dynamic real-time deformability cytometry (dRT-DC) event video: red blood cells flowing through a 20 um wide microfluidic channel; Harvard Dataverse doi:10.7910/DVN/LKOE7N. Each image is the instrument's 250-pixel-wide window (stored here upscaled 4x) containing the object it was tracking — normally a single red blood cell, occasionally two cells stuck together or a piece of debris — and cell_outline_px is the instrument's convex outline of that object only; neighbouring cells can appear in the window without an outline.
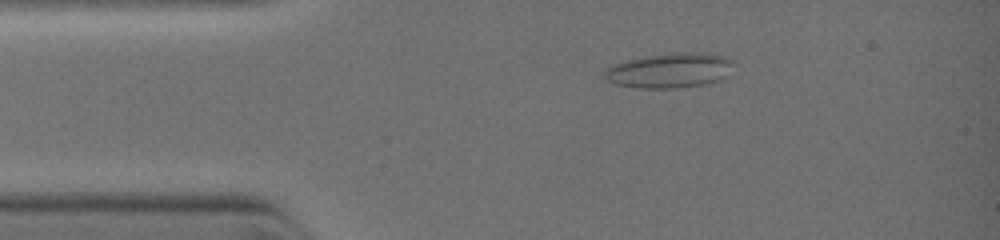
{"species": "common noctule bat (a hibernating species)", "species_latin": "Nyctalus noctula", "temperature_condition": "warm", "stored_images_in_passage": 50, "camera_frame_rate_fps": 3000, "um_per_image_px": 0.085, "animal": {"sex": "female", "body_mass_g": 19.0, "forearm_length_mm": 51.5}, "frame": {"image": 1, "passage_image": 5, "time_ms": 1.667, "image_size_px": [1000, 240], "cell_outline_px": [[732, 60], [728, 76], [720, 80], [704, 84], [676, 88], [636, 88], [616, 84], [608, 80], [604, 76], [604, 72], [608, 68], [616, 64], [628, 60], [644, 56], [680, 52], [696, 52], [720, 56]], "centroid_in_image_um": [56.92, 6.0], "position_along_channel_um": 28.1, "area_um2": 25.84}}
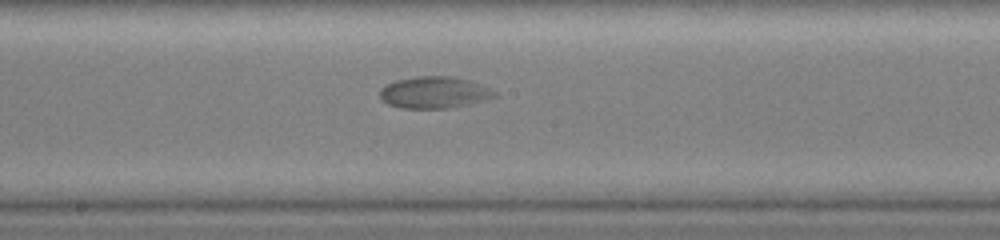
{"frame": {"image": 2, "passage_image": 24, "time_ms": 6.0, "image_size_px": [1000, 240], "cell_outline_px": [[496, 96], [448, 108], [400, 108], [388, 104], [380, 96], [380, 92], [388, 84], [396, 80], [420, 76], [452, 76], [468, 80], [488, 88], [496, 92]], "centroid_in_image_um": [36.87, 7.85], "position_along_channel_um": 211.3, "area_um2": 20.52}}
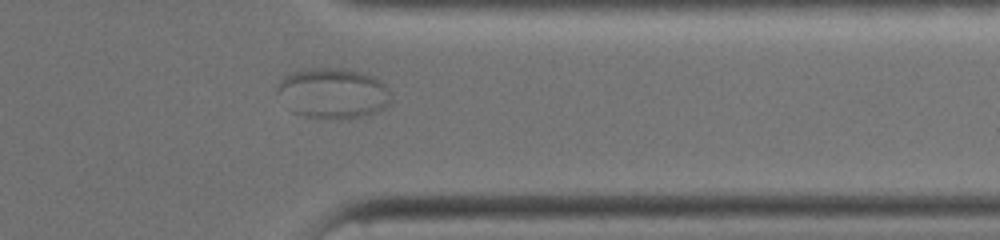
{"frame": {"image": 3, "passage_image": 38, "time_ms": 9.333, "image_size_px": [1000, 240], "cell_outline_px": [[388, 104], [384, 108], [376, 112], [360, 116], [304, 116], [292, 112], [276, 92], [276, 88], [280, 80], [288, 72], [308, 68], [344, 68], [360, 72], [372, 76], [380, 80], [388, 88]], "centroid_in_image_um": [28.24, 7.86], "position_along_channel_um": 383.2, "area_um2": 32.71}}